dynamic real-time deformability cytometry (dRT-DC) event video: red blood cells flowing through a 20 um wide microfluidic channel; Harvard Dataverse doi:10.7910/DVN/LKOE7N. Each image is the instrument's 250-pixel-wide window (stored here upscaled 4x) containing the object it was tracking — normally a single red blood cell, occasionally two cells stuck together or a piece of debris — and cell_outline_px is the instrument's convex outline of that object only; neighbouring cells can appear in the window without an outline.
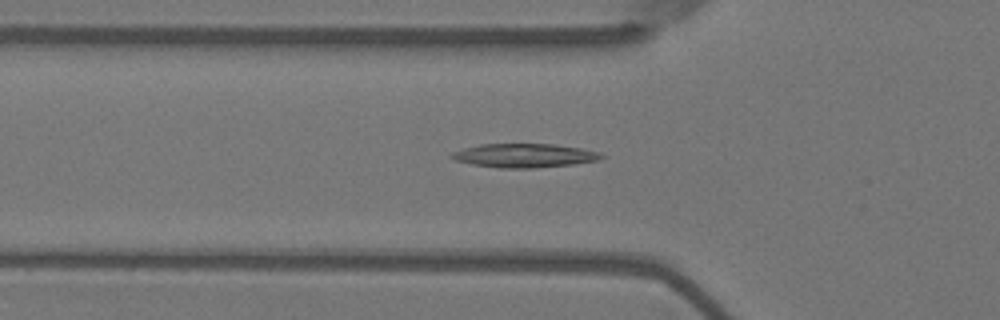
{"species": "Egyptian fruit bat (a non-hibernating species)", "species_latin": "Rousettus aegyptiacus", "temperature_condition": "warm", "stored_images_in_passage": 50, "camera_frame_rate_fps": 3000, "um_per_image_px": 0.085, "animal": {"sex": "female"}, "frame": {"image": 1, "passage_image": 18, "time_ms": 5.667, "image_size_px": [1000, 320], "cell_outline_px": [[604, 156], [600, 160], [572, 164], [532, 168], [500, 168], [472, 164], [456, 160], [448, 156], [452, 152], [464, 148], [480, 144], [556, 144], [580, 148], [600, 152]], "centroid_in_image_um": [44.57, 13.22], "position_along_channel_um": 81.2, "area_um2": 20.75}}
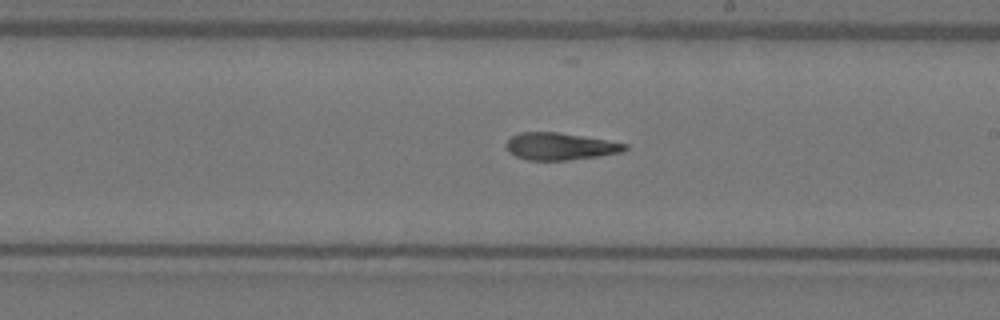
{"frame": {"image": 2, "passage_image": 31, "time_ms": 10.0, "image_size_px": [1000, 320], "cell_outline_px": [[628, 148], [624, 152], [568, 160], [528, 160], [516, 156], [508, 152], [504, 144], [512, 136], [520, 132], [556, 132], [608, 140], [628, 144]], "centroid_in_image_um": [47.6, 12.44], "position_along_channel_um": 241.4, "area_um2": 18.79}}
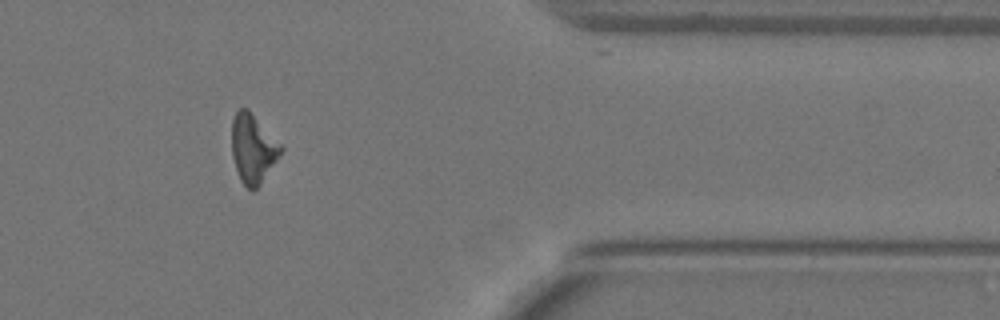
{"frame": {"image": 3, "passage_image": 45, "time_ms": 14.667, "image_size_px": [1000, 320], "cell_outline_px": [[284, 148], [260, 184], [252, 192], [240, 180], [232, 156], [232, 120], [236, 112], [240, 108], [248, 108]], "centroid_in_image_um": [21.48, 12.62], "position_along_channel_um": 389.9, "area_um2": 19.42}, "authors_computed_cell_mechanics": {"area_um2": 19.5075, "velocity_mm_per_s": 3.6632, "shape_relaxation_time_tau1_ms": 11.1281, "shape_relaxation_time_tau2_ms": null, "deformation_change_tau1": 0.2841, "deformation_change_tau2": null}}